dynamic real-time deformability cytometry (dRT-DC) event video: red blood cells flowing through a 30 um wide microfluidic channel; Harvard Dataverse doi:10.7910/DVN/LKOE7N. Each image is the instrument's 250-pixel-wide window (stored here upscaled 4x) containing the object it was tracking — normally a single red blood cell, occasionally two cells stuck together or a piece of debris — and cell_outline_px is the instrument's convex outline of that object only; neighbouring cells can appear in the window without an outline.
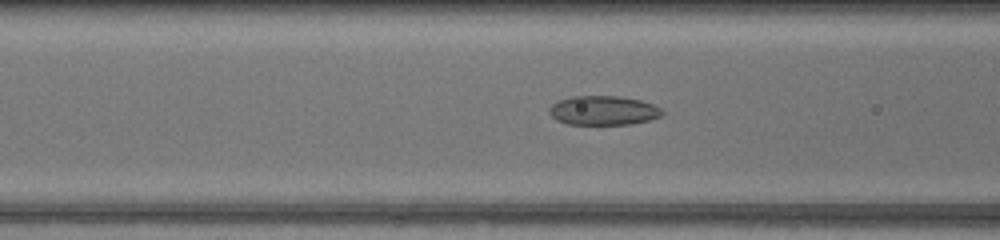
{"species": "common noctule bat (a hibernating species)", "species_latin": "Nyctalus noctula", "temperature_condition": "warm", "stored_images_in_passage": 6, "camera_frame_rate_fps": 3000, "um_per_image_px": 0.085, "animal": {"sex": "female", "body_mass_g": 17.0, "forearm_length_mm": 48.0}, "frame": {"image": 1, "passage_image": 4, "time_ms": 1.0, "image_size_px": [1000, 240], "cell_outline_px": [[664, 112], [660, 116], [648, 120], [628, 124], [568, 124], [556, 120], [552, 116], [552, 104], [560, 100], [572, 96], [616, 96], [640, 100], [652, 104], [660, 108]], "centroid_in_image_um": [51.3, 9.39], "position_along_channel_um": 115.3, "area_um2": 18.84}}